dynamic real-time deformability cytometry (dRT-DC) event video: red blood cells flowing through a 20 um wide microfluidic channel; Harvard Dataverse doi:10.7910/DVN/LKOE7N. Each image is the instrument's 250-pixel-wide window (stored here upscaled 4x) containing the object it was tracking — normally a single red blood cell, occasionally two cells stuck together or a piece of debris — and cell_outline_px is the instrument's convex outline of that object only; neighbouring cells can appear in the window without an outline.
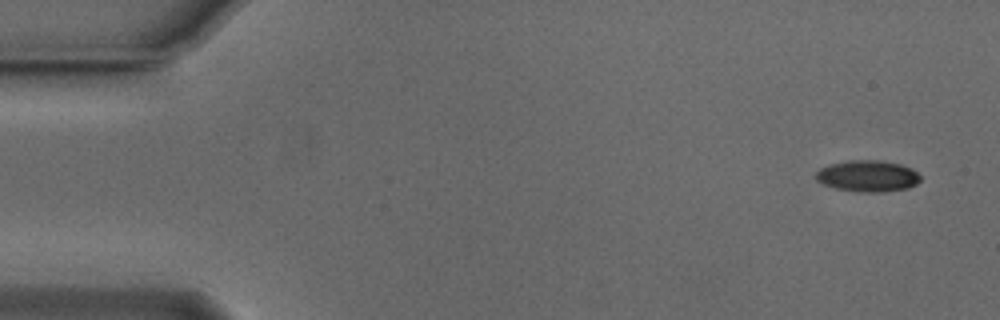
{"species": "Egyptian fruit bat (a non-hibernating species)", "species_latin": "Rousettus aegyptiacus", "temperature_condition": "cold", "stored_images_in_passage": 51, "camera_frame_rate_fps": 3000, "um_per_image_px": 0.085, "animal": {"sex": "male"}, "frame": {"image": 1, "passage_image": 1, "time_ms": 0.0, "image_size_px": [1000, 320], "cell_outline_px": [[920, 180], [916, 184], [908, 188], [884, 192], [860, 192], [836, 188], [824, 184], [816, 180], [816, 172], [820, 168], [828, 164], [852, 160], [880, 160], [900, 164], [912, 168], [920, 176]], "centroid_in_image_um": [73.76, 14.96], "position_along_channel_um": 11.2, "area_um2": 19.13}}
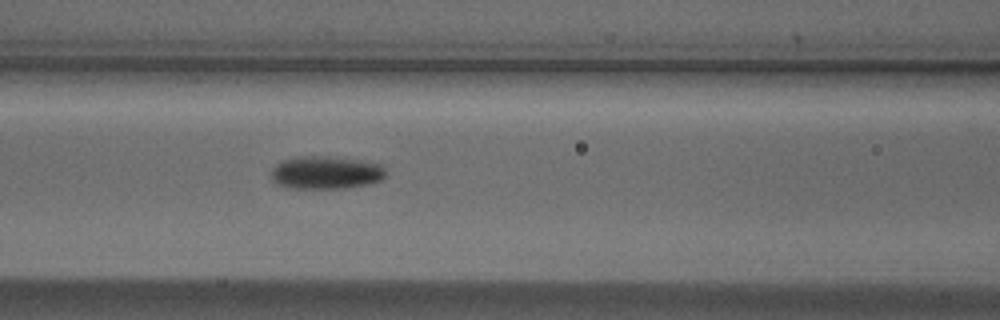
{"frame": {"image": 2, "passage_image": 21, "time_ms": 6.667, "image_size_px": [1000, 320], "cell_outline_px": [[384, 176], [380, 180], [368, 184], [344, 188], [292, 188], [280, 184], [272, 176], [272, 168], [276, 164], [284, 160], [296, 156], [328, 156], [360, 160], [380, 164], [384, 168]], "centroid_in_image_um": [27.71, 14.65], "position_along_channel_um": 138.9, "area_um2": 21.68}}
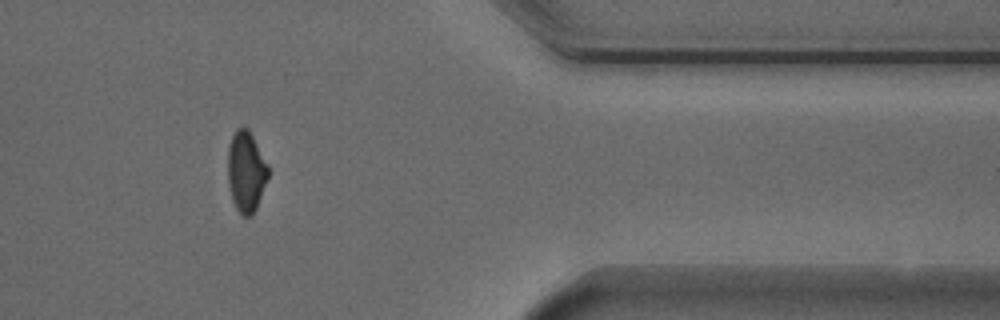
{"frame": {"image": 3, "passage_image": 43, "time_ms": 14.0, "image_size_px": [1000, 320], "cell_outline_px": [[268, 176], [256, 208], [252, 216], [240, 216], [232, 200], [228, 184], [228, 144], [236, 128], [244, 124], [248, 128], [268, 164]], "centroid_in_image_um": [20.9, 14.56], "position_along_channel_um": 390.5, "area_um2": 19.19}}